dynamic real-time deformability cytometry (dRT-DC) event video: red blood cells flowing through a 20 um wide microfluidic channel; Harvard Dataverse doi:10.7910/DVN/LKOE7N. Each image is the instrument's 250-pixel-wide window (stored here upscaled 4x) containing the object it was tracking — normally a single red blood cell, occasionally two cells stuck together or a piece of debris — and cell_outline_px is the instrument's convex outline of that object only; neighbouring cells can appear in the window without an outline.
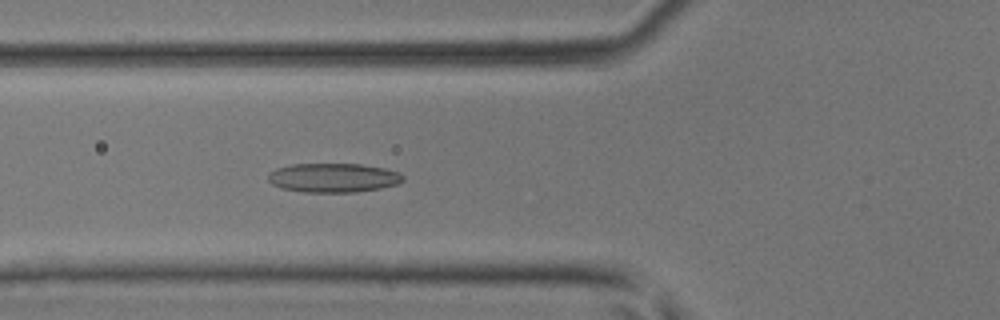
{"species": "common noctule bat (a hibernating species)", "species_latin": "Nyctalus noctula", "temperature_condition": "room temperature", "stored_images_in_passage": 46, "camera_frame_rate_fps": 3000, "um_per_image_px": 0.085, "animal": {"sex": "male", "body_mass_g": 17.9, "forearm_length_mm": 54.2}, "frame": {"image": 1, "passage_image": 17, "time_ms": 5.333, "image_size_px": [1000, 320], "cell_outline_px": [[404, 180], [396, 184], [380, 188], [352, 192], [304, 192], [280, 188], [272, 184], [268, 180], [268, 176], [276, 168], [292, 164], [360, 164], [384, 168], [400, 172], [404, 176]], "centroid_in_image_um": [28.33, 15.11], "position_along_channel_um": 97.5, "area_um2": 22.83}}
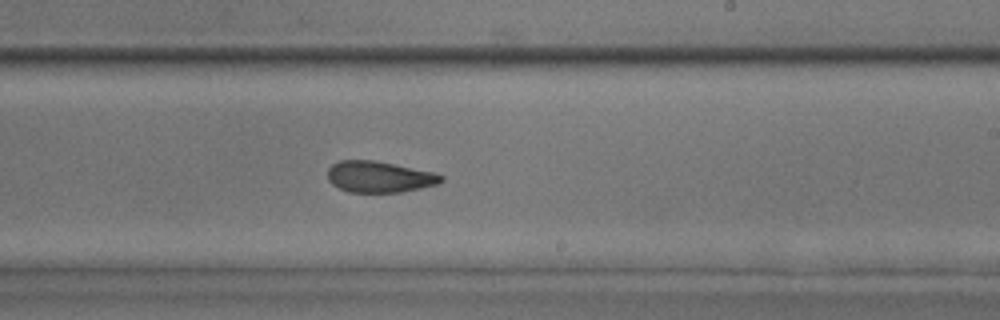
{"frame": {"image": 2, "passage_image": 28, "time_ms": 9.0, "image_size_px": [1000, 320], "cell_outline_px": [[444, 180], [440, 184], [400, 192], [348, 192], [332, 184], [328, 180], [328, 168], [332, 164], [340, 160], [376, 160], [436, 172], [444, 176]], "centroid_in_image_um": [32.28, 15.02], "position_along_channel_um": 256.7, "area_um2": 20.92}}
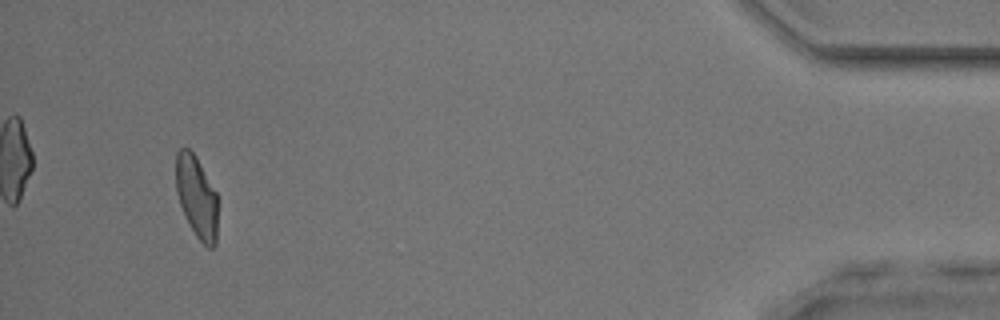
{"frame": {"image": 3, "passage_image": 44, "time_ms": 14.333, "image_size_px": [1000, 320], "cell_outline_px": [[216, 244], [212, 248], [208, 248], [196, 236], [180, 204], [176, 192], [176, 152], [180, 148], [188, 148], [196, 156], [216, 192]], "centroid_in_image_um": [16.7, 16.7], "position_along_channel_um": 418.5, "area_um2": 19.59}}